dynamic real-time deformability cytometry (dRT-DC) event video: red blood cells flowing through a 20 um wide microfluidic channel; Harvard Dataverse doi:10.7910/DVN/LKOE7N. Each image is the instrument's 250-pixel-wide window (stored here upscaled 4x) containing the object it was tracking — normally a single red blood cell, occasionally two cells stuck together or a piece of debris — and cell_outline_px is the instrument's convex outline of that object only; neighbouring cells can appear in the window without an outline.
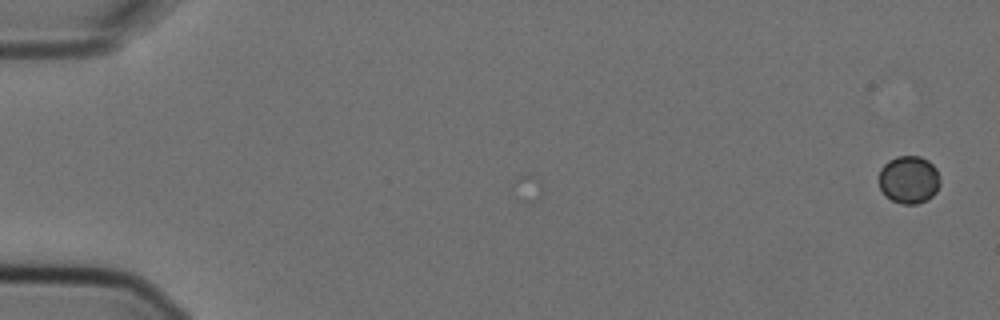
{"species": "Egyptian fruit bat (a non-hibernating species)", "species_latin": "Rousettus aegyptiacus", "temperature_condition": "cold", "stored_images_in_passage": 3, "camera_frame_rate_fps": 3000, "um_per_image_px": 0.085, "animal": {"sex": "female"}, "frame": {"image": 1, "passage_image": 1, "time_ms": 0.0, "image_size_px": [1000, 320], "cell_outline_px": [[940, 184], [936, 192], [928, 200], [916, 204], [904, 204], [892, 200], [880, 188], [880, 168], [888, 160], [896, 156], [920, 156], [928, 160], [936, 168], [940, 180]], "centroid_in_image_um": [77.28, 15.25], "position_along_channel_um": 7.7, "area_um2": 16.99}}